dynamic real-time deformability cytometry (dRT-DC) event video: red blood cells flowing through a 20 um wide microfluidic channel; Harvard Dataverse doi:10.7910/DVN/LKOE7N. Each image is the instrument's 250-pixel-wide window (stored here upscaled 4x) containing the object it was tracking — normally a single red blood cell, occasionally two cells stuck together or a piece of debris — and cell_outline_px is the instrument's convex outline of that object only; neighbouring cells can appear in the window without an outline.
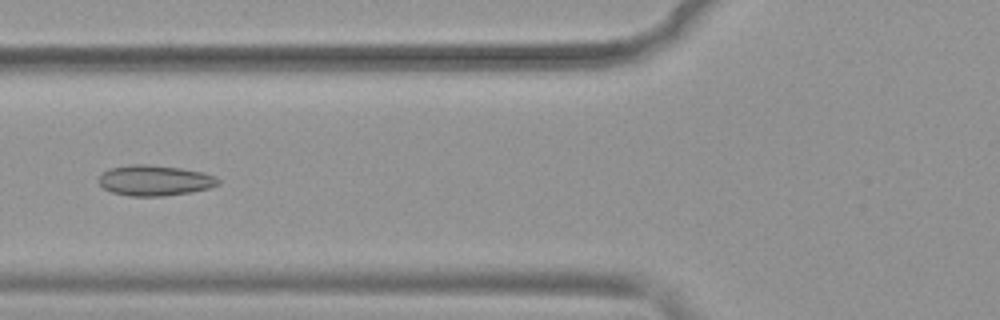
{"species": "common noctule bat (a hibernating species)", "species_latin": "Nyctalus noctula", "temperature_condition": "warm", "stored_images_in_passage": 38, "camera_frame_rate_fps": 3000, "um_per_image_px": 0.085, "animal": {"sex": "female", "body_mass_g": 19.9}, "frame": {"image": 1, "passage_image": 7, "time_ms": 2.0, "image_size_px": [1000, 320], "cell_outline_px": [[220, 184], [208, 188], [188, 192], [164, 196], [128, 196], [112, 192], [104, 188], [96, 180], [100, 172], [108, 168], [132, 164], [148, 164], [180, 168], [204, 172], [220, 180]], "centroid_in_image_um": [13.08, 15.33], "position_along_channel_um": 112.7, "area_um2": 21.39}}
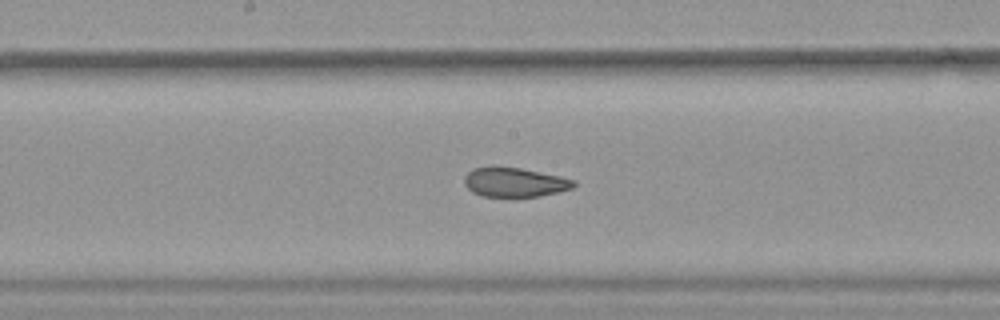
{"frame": {"image": 2, "passage_image": 14, "time_ms": 4.333, "image_size_px": [1000, 320], "cell_outline_px": [[576, 184], [572, 188], [540, 196], [480, 196], [472, 192], [464, 184], [464, 176], [472, 168], [492, 164], [520, 168], [560, 176], [576, 180]], "centroid_in_image_um": [43.68, 15.45], "position_along_channel_um": 204.5, "area_um2": 19.02}}
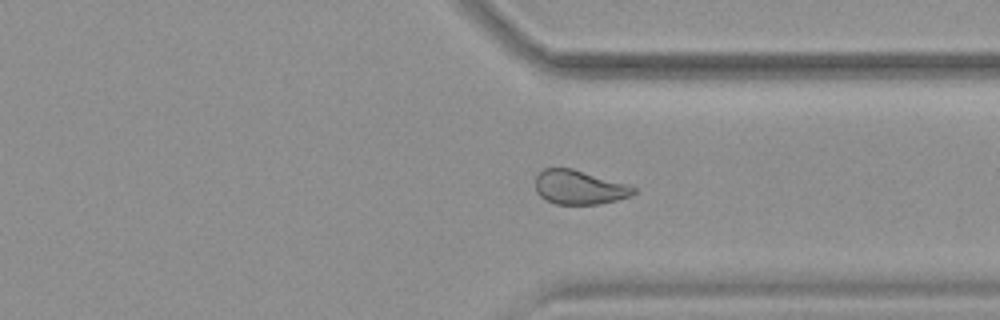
{"frame": {"image": 3, "passage_image": 26, "time_ms": 8.333, "image_size_px": [1000, 320], "cell_outline_px": [[636, 192], [628, 196], [616, 200], [600, 204], [556, 204], [544, 200], [536, 192], [536, 176], [544, 168], [572, 168], [628, 184], [636, 188]], "centroid_in_image_um": [49.22, 15.92], "position_along_channel_um": 362.2, "area_um2": 19.54}, "authors_computed_cell_mechanics": {"area_um2": 20.4323, "velocity_mm_per_s": 3.9395, "shape_relaxation_time_tau1_ms": null, "shape_relaxation_time_tau2_ms": 1.5845, "deformation_change_tau1": null, "deformation_change_tau2": 0.0833}}